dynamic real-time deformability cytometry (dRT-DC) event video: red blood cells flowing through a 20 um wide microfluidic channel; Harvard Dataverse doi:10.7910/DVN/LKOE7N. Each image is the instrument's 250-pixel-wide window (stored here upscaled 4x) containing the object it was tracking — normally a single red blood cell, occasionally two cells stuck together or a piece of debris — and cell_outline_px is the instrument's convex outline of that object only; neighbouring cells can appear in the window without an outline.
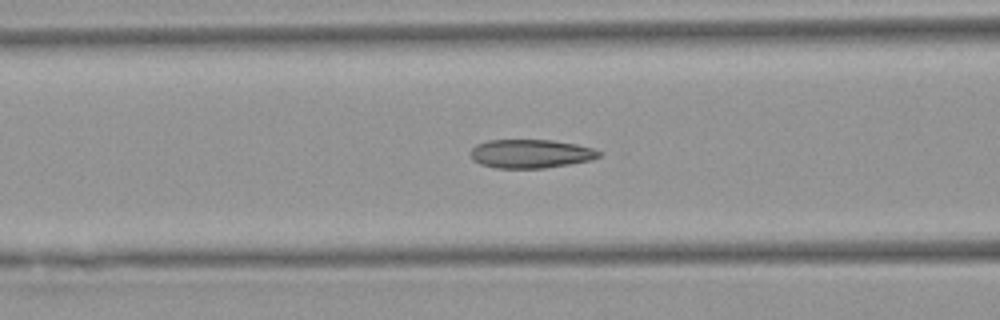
{"species": "Egyptian fruit bat (a non-hibernating species)", "species_latin": "Rousettus aegyptiacus", "temperature_condition": "warm", "stored_images_in_passage": 42, "camera_frame_rate_fps": 3000, "um_per_image_px": 0.085, "animal": {"sex": "female"}, "frame": {"image": 1, "passage_image": 21, "time_ms": 6.667, "image_size_px": [1000, 320], "cell_outline_px": [[604, 152], [600, 156], [592, 160], [544, 168], [496, 168], [480, 164], [472, 160], [472, 148], [476, 144], [488, 140], [552, 140], [576, 144], [592, 148]], "centroid_in_image_um": [45.13, 13.06], "position_along_channel_um": 121.5, "area_um2": 21.5}}
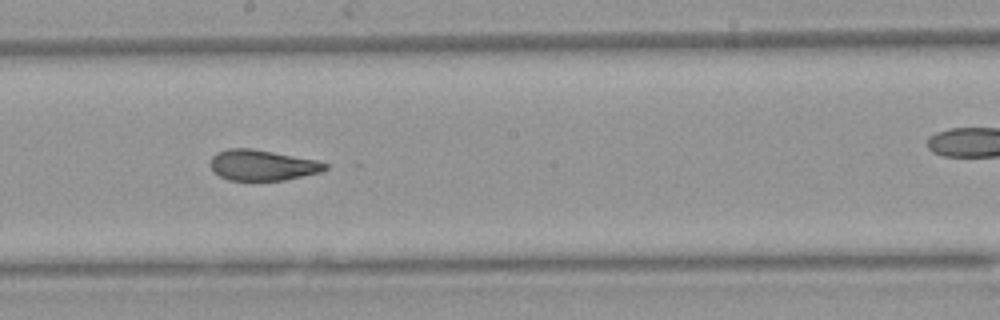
{"frame": {"image": 2, "passage_image": 29, "time_ms": 9.333, "image_size_px": [1000, 320], "cell_outline_px": [[328, 168], [320, 172], [284, 180], [228, 180], [220, 176], [208, 164], [212, 156], [216, 152], [228, 148], [252, 148], [316, 160], [328, 164]], "centroid_in_image_um": [22.27, 14.03], "position_along_channel_um": 225.9, "area_um2": 20.46}}
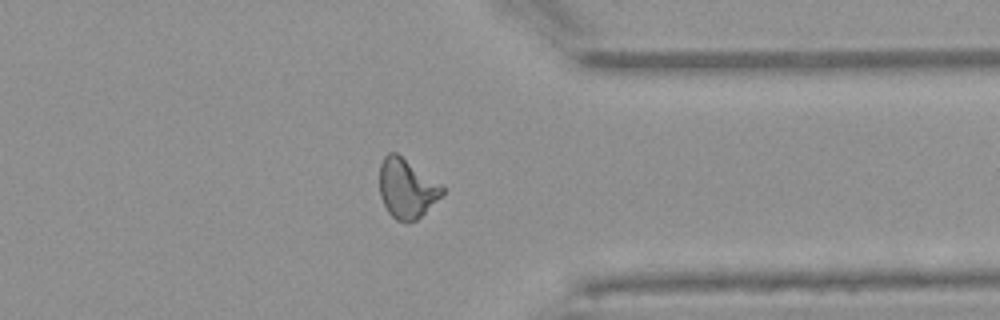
{"frame": {"image": 3, "passage_image": 41, "time_ms": 13.333, "image_size_px": [1000, 320], "cell_outline_px": [[444, 192], [416, 220], [396, 220], [388, 212], [380, 196], [380, 164], [384, 156], [388, 152], [396, 152], [440, 184], [444, 188]], "centroid_in_image_um": [34.53, 15.99], "position_along_channel_um": 376.9, "area_um2": 21.1}}